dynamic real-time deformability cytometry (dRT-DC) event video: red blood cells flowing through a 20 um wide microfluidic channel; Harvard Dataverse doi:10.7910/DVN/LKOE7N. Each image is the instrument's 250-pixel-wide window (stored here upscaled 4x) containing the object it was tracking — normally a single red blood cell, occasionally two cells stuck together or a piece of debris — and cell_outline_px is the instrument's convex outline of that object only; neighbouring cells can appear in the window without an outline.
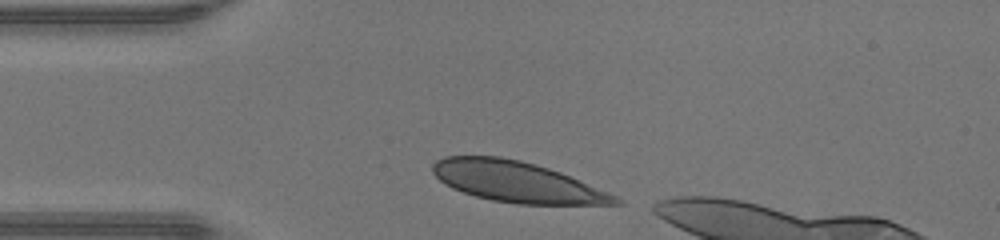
{"species": "human", "species_latin": "Homo sapiens", "temperature_condition": "warm", "stored_images_in_passage": 29, "camera_frame_rate_fps": 3000, "um_per_image_px": 0.085, "donor": {"sex": "male"}, "frame": {"image": 1, "passage_image": 1, "time_ms": 0.0, "image_size_px": [1000, 240], "cell_outline_px": [[624, 204], [516, 204], [492, 200], [476, 196], [452, 188], [444, 184], [432, 172], [432, 164], [436, 160], [444, 156], [500, 156], [520, 160], [536, 164], [560, 172], [608, 192], [624, 200]], "centroid_in_image_um": [43.91, 15.45], "position_along_channel_um": 41.1, "area_um2": 43.18}}
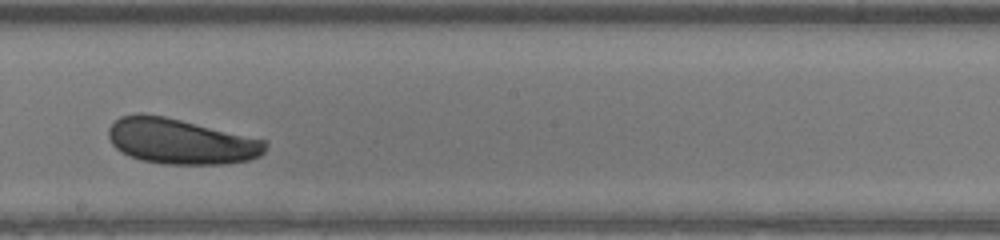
{"frame": {"image": 2, "passage_image": 16, "time_ms": 5.0, "image_size_px": [1000, 240], "cell_outline_px": [[268, 144], [264, 152], [260, 156], [248, 160], [224, 164], [164, 164], [140, 160], [120, 152], [112, 144], [108, 136], [108, 128], [120, 116], [140, 112], [164, 116], [268, 140]], "centroid_in_image_um": [15.36, 12.01], "position_along_channel_um": 232.8, "area_um2": 41.85}}
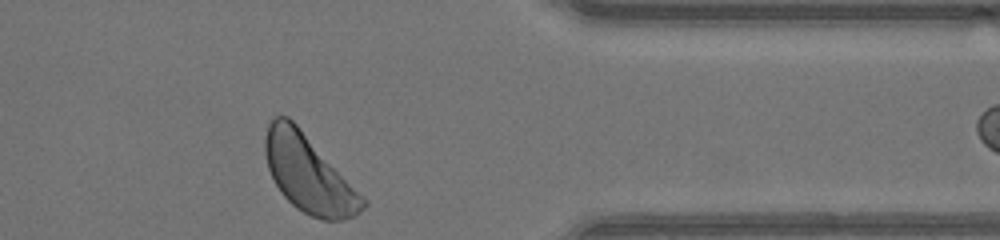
{"frame": {"image": 3, "passage_image": 28, "time_ms": 9.0, "image_size_px": [1000, 240], "cell_outline_px": [[368, 204], [360, 212], [344, 220], [320, 220], [296, 208], [280, 192], [268, 168], [264, 152], [264, 136], [268, 124], [272, 116], [288, 116], [296, 124], [368, 200]], "centroid_in_image_um": [26.23, 14.78], "position_along_channel_um": 385.2, "area_um2": 43.75}}